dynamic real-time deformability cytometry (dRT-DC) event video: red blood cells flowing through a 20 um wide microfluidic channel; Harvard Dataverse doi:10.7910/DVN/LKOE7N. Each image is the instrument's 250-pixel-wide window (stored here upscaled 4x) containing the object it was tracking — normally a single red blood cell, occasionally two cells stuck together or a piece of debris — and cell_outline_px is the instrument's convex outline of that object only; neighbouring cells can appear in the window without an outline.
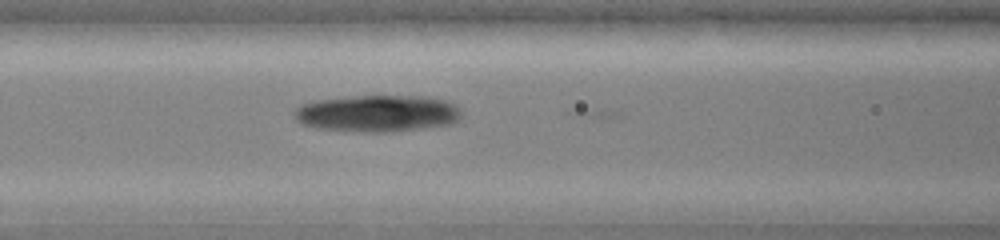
{"species": "common noctule bat (a hibernating species)", "species_latin": "Nyctalus noctula", "temperature_condition": "warm", "stored_images_in_passage": 9, "camera_frame_rate_fps": 3000, "um_per_image_px": 0.085, "animal": {"sex": "female", "body_mass_g": 19.0, "forearm_length_mm": 51.5}, "frame": {"image": 1, "passage_image": 6, "time_ms": 1.667, "image_size_px": [1000, 240], "cell_outline_px": [[460, 120], [452, 124], [392, 132], [364, 132], [312, 128], [300, 124], [296, 120], [292, 112], [300, 104], [312, 100], [356, 96], [432, 96], [448, 100], [456, 104], [460, 108]], "centroid_in_image_um": [32.07, 9.64], "position_along_channel_um": 134.5, "area_um2": 36.65}}